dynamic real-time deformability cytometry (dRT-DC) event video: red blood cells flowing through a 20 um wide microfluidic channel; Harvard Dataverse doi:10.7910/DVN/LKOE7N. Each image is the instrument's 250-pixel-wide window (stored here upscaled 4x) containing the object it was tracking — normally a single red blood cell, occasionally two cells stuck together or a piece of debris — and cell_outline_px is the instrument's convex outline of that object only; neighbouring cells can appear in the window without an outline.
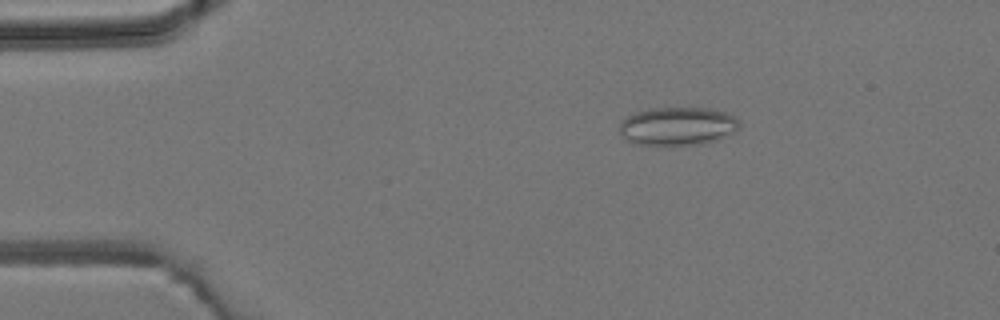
{"species": "common noctule bat (a hibernating species)", "species_latin": "Nyctalus noctula", "temperature_condition": "room temperature", "stored_images_in_passage": 5, "camera_frame_rate_fps": 3000, "um_per_image_px": 0.085, "animal": {"sex": "male", "body_mass_g": 19.2, "forearm_length_mm": 51.8}, "frame": {"image": 1, "passage_image": 3, "time_ms": 2.333, "image_size_px": [1000, 320], "cell_outline_px": [[740, 128], [736, 132], [716, 140], [700, 144], [632, 144], [624, 140], [620, 132], [620, 120], [624, 116], [648, 108], [716, 108], [736, 116], [740, 124]], "centroid_in_image_um": [57.6, 10.7], "position_along_channel_um": 27.4, "area_um2": 27.17}}